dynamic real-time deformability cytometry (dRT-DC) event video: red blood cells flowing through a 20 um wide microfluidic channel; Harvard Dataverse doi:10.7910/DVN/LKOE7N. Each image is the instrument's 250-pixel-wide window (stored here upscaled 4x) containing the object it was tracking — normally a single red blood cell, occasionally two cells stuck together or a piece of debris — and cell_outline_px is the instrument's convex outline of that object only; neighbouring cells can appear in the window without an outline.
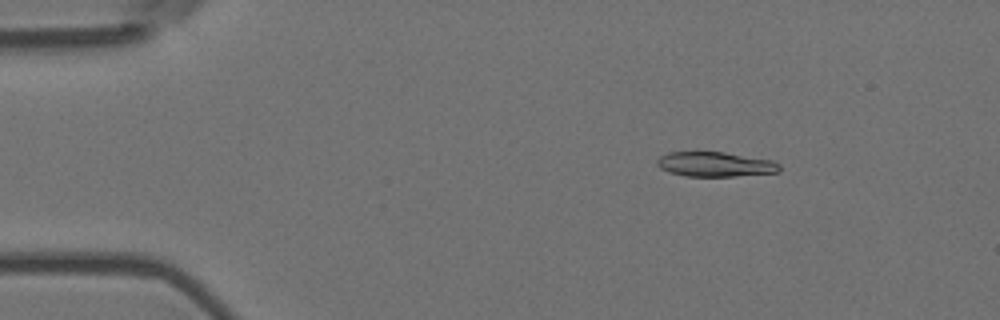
{"species": "Egyptian fruit bat (a non-hibernating species)", "species_latin": "Rousettus aegyptiacus", "temperature_condition": "room temperature", "stored_images_in_passage": 54, "camera_frame_rate_fps": 3000, "um_per_image_px": 0.085, "animal": {"sex": "female"}, "frame": {"image": 1, "passage_image": 7, "time_ms": 2.0, "image_size_px": [1000, 320], "cell_outline_px": [[780, 172], [732, 176], [684, 176], [668, 172], [660, 168], [656, 164], [656, 160], [660, 156], [668, 152], [724, 152], [772, 160], [780, 164]], "centroid_in_image_um": [60.77, 13.96], "position_along_channel_um": 24.2, "area_um2": 17.69}}
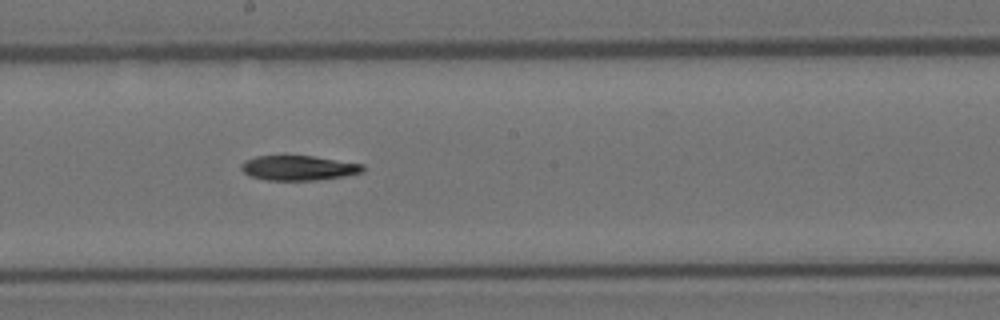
{"frame": {"image": 2, "passage_image": 29, "time_ms": 9.333, "image_size_px": [1000, 320], "cell_outline_px": [[364, 172], [344, 176], [316, 180], [268, 180], [248, 176], [240, 168], [240, 164], [244, 160], [256, 156], [312, 156], [364, 164]], "centroid_in_image_um": [25.35, 14.27], "position_along_channel_um": 222.8, "area_um2": 17.63}}
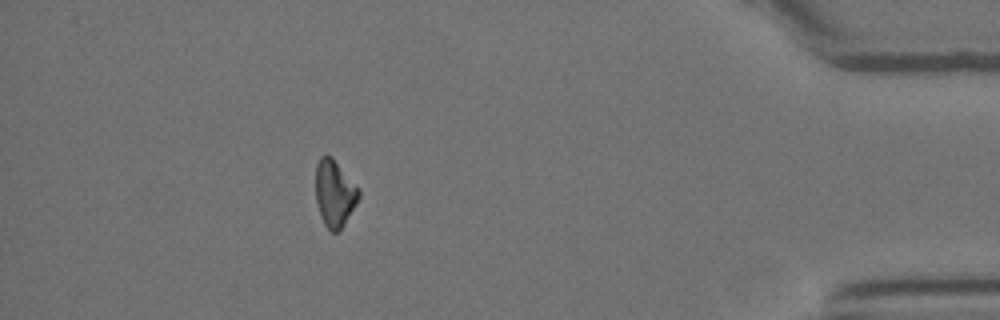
{"frame": {"image": 3, "passage_image": 48, "time_ms": 15.667, "image_size_px": [1000, 320], "cell_outline_px": [[360, 196], [356, 204], [344, 224], [336, 232], [332, 232], [324, 224], [320, 216], [316, 200], [316, 164], [320, 156], [332, 156], [360, 188]], "centroid_in_image_um": [28.45, 16.41], "position_along_channel_um": 406.8, "area_um2": 16.82}}